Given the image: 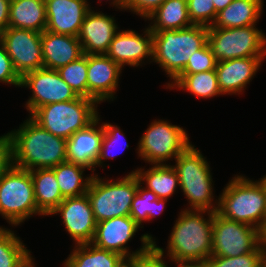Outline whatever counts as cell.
Listing matches in <instances>:
<instances>
[{"label":"cell","mask_w":266,"mask_h":267,"mask_svg":"<svg viewBox=\"0 0 266 267\" xmlns=\"http://www.w3.org/2000/svg\"><path fill=\"white\" fill-rule=\"evenodd\" d=\"M167 88H178L198 96L200 98H211L222 95L219 88L216 70L199 72L194 74H180Z\"/></svg>","instance_id":"obj_29"},{"label":"cell","mask_w":266,"mask_h":267,"mask_svg":"<svg viewBox=\"0 0 266 267\" xmlns=\"http://www.w3.org/2000/svg\"><path fill=\"white\" fill-rule=\"evenodd\" d=\"M57 213L75 245L92 242L97 222L87 194L65 198L50 215Z\"/></svg>","instance_id":"obj_15"},{"label":"cell","mask_w":266,"mask_h":267,"mask_svg":"<svg viewBox=\"0 0 266 267\" xmlns=\"http://www.w3.org/2000/svg\"><path fill=\"white\" fill-rule=\"evenodd\" d=\"M102 126L104 128V136L102 139L101 152H100V156H99V159L97 161L96 167L97 166L102 167L103 162H105L104 159L107 160V159H111V158L115 157V153H113V151L115 149L112 150V153H110L111 152L110 149H112L116 146L120 147V144H121L120 142H123L122 138H124V133L121 131V129L119 127H117V125H111L110 123H103ZM124 141H125V139H124ZM117 144H119V145H117ZM124 145H122V147L124 146L127 149L129 148V145L127 142ZM116 150H118V149H116Z\"/></svg>","instance_id":"obj_35"},{"label":"cell","mask_w":266,"mask_h":267,"mask_svg":"<svg viewBox=\"0 0 266 267\" xmlns=\"http://www.w3.org/2000/svg\"><path fill=\"white\" fill-rule=\"evenodd\" d=\"M175 263L178 267H207L206 262L178 261Z\"/></svg>","instance_id":"obj_44"},{"label":"cell","mask_w":266,"mask_h":267,"mask_svg":"<svg viewBox=\"0 0 266 267\" xmlns=\"http://www.w3.org/2000/svg\"><path fill=\"white\" fill-rule=\"evenodd\" d=\"M20 87L29 88L32 96L26 102L30 115L43 105L75 100L78 96L60 77L57 70L41 68L25 74Z\"/></svg>","instance_id":"obj_14"},{"label":"cell","mask_w":266,"mask_h":267,"mask_svg":"<svg viewBox=\"0 0 266 267\" xmlns=\"http://www.w3.org/2000/svg\"><path fill=\"white\" fill-rule=\"evenodd\" d=\"M116 267H137V256L123 258Z\"/></svg>","instance_id":"obj_43"},{"label":"cell","mask_w":266,"mask_h":267,"mask_svg":"<svg viewBox=\"0 0 266 267\" xmlns=\"http://www.w3.org/2000/svg\"><path fill=\"white\" fill-rule=\"evenodd\" d=\"M54 170L63 198L82 196L87 193L93 177H83L86 168L65 161L52 168Z\"/></svg>","instance_id":"obj_30"},{"label":"cell","mask_w":266,"mask_h":267,"mask_svg":"<svg viewBox=\"0 0 266 267\" xmlns=\"http://www.w3.org/2000/svg\"><path fill=\"white\" fill-rule=\"evenodd\" d=\"M191 143L184 128L167 120H154L138 142L137 153L151 165L176 159Z\"/></svg>","instance_id":"obj_10"},{"label":"cell","mask_w":266,"mask_h":267,"mask_svg":"<svg viewBox=\"0 0 266 267\" xmlns=\"http://www.w3.org/2000/svg\"><path fill=\"white\" fill-rule=\"evenodd\" d=\"M106 55L121 68L125 64L138 67L143 60H148V57L149 61L153 60V32L147 27L142 37L135 30H119L110 43Z\"/></svg>","instance_id":"obj_17"},{"label":"cell","mask_w":266,"mask_h":267,"mask_svg":"<svg viewBox=\"0 0 266 267\" xmlns=\"http://www.w3.org/2000/svg\"><path fill=\"white\" fill-rule=\"evenodd\" d=\"M78 97L87 98V54L57 70Z\"/></svg>","instance_id":"obj_33"},{"label":"cell","mask_w":266,"mask_h":267,"mask_svg":"<svg viewBox=\"0 0 266 267\" xmlns=\"http://www.w3.org/2000/svg\"><path fill=\"white\" fill-rule=\"evenodd\" d=\"M37 209L45 216L64 200L52 168L30 171Z\"/></svg>","instance_id":"obj_25"},{"label":"cell","mask_w":266,"mask_h":267,"mask_svg":"<svg viewBox=\"0 0 266 267\" xmlns=\"http://www.w3.org/2000/svg\"><path fill=\"white\" fill-rule=\"evenodd\" d=\"M32 256L30 255L19 267H35Z\"/></svg>","instance_id":"obj_46"},{"label":"cell","mask_w":266,"mask_h":267,"mask_svg":"<svg viewBox=\"0 0 266 267\" xmlns=\"http://www.w3.org/2000/svg\"><path fill=\"white\" fill-rule=\"evenodd\" d=\"M9 134L15 167L29 171L49 169L67 161L66 139L43 129L30 117Z\"/></svg>","instance_id":"obj_1"},{"label":"cell","mask_w":266,"mask_h":267,"mask_svg":"<svg viewBox=\"0 0 266 267\" xmlns=\"http://www.w3.org/2000/svg\"><path fill=\"white\" fill-rule=\"evenodd\" d=\"M46 26L45 0H11L8 27L42 33Z\"/></svg>","instance_id":"obj_24"},{"label":"cell","mask_w":266,"mask_h":267,"mask_svg":"<svg viewBox=\"0 0 266 267\" xmlns=\"http://www.w3.org/2000/svg\"><path fill=\"white\" fill-rule=\"evenodd\" d=\"M208 218H204L203 214ZM214 212L184 209L176 220L168 240L167 256L173 262H206L212 254Z\"/></svg>","instance_id":"obj_2"},{"label":"cell","mask_w":266,"mask_h":267,"mask_svg":"<svg viewBox=\"0 0 266 267\" xmlns=\"http://www.w3.org/2000/svg\"><path fill=\"white\" fill-rule=\"evenodd\" d=\"M217 212L226 219L251 225L266 232V187L262 180L253 181L235 175L218 197Z\"/></svg>","instance_id":"obj_3"},{"label":"cell","mask_w":266,"mask_h":267,"mask_svg":"<svg viewBox=\"0 0 266 267\" xmlns=\"http://www.w3.org/2000/svg\"><path fill=\"white\" fill-rule=\"evenodd\" d=\"M208 43V26L192 25L185 29L153 32V60L175 80L189 57Z\"/></svg>","instance_id":"obj_4"},{"label":"cell","mask_w":266,"mask_h":267,"mask_svg":"<svg viewBox=\"0 0 266 267\" xmlns=\"http://www.w3.org/2000/svg\"><path fill=\"white\" fill-rule=\"evenodd\" d=\"M124 257L92 243L78 244L65 260L64 267H116Z\"/></svg>","instance_id":"obj_28"},{"label":"cell","mask_w":266,"mask_h":267,"mask_svg":"<svg viewBox=\"0 0 266 267\" xmlns=\"http://www.w3.org/2000/svg\"><path fill=\"white\" fill-rule=\"evenodd\" d=\"M41 35L37 31L7 27L0 34L14 70L22 78L25 74L44 68Z\"/></svg>","instance_id":"obj_13"},{"label":"cell","mask_w":266,"mask_h":267,"mask_svg":"<svg viewBox=\"0 0 266 267\" xmlns=\"http://www.w3.org/2000/svg\"><path fill=\"white\" fill-rule=\"evenodd\" d=\"M147 19L153 23L148 26L152 32L179 30L194 25L189 17L187 0H165Z\"/></svg>","instance_id":"obj_26"},{"label":"cell","mask_w":266,"mask_h":267,"mask_svg":"<svg viewBox=\"0 0 266 267\" xmlns=\"http://www.w3.org/2000/svg\"><path fill=\"white\" fill-rule=\"evenodd\" d=\"M121 70L106 54H87V98L113 101Z\"/></svg>","instance_id":"obj_16"},{"label":"cell","mask_w":266,"mask_h":267,"mask_svg":"<svg viewBox=\"0 0 266 267\" xmlns=\"http://www.w3.org/2000/svg\"><path fill=\"white\" fill-rule=\"evenodd\" d=\"M175 168L179 187L189 201L188 209L216 212L219 200L214 205L213 180L210 166L200 150L190 145L176 159Z\"/></svg>","instance_id":"obj_5"},{"label":"cell","mask_w":266,"mask_h":267,"mask_svg":"<svg viewBox=\"0 0 266 267\" xmlns=\"http://www.w3.org/2000/svg\"><path fill=\"white\" fill-rule=\"evenodd\" d=\"M167 201L168 199L158 198L153 191L142 187L139 183L131 204L130 216L141 227L142 222L152 220L162 213Z\"/></svg>","instance_id":"obj_31"},{"label":"cell","mask_w":266,"mask_h":267,"mask_svg":"<svg viewBox=\"0 0 266 267\" xmlns=\"http://www.w3.org/2000/svg\"><path fill=\"white\" fill-rule=\"evenodd\" d=\"M114 17L90 10L80 28L78 40L84 54H106L118 32Z\"/></svg>","instance_id":"obj_20"},{"label":"cell","mask_w":266,"mask_h":267,"mask_svg":"<svg viewBox=\"0 0 266 267\" xmlns=\"http://www.w3.org/2000/svg\"><path fill=\"white\" fill-rule=\"evenodd\" d=\"M164 255V249L157 246L154 239L153 247L146 253L137 256V267H168L167 262L163 260Z\"/></svg>","instance_id":"obj_39"},{"label":"cell","mask_w":266,"mask_h":267,"mask_svg":"<svg viewBox=\"0 0 266 267\" xmlns=\"http://www.w3.org/2000/svg\"><path fill=\"white\" fill-rule=\"evenodd\" d=\"M264 266L266 267V241H264Z\"/></svg>","instance_id":"obj_48"},{"label":"cell","mask_w":266,"mask_h":267,"mask_svg":"<svg viewBox=\"0 0 266 267\" xmlns=\"http://www.w3.org/2000/svg\"><path fill=\"white\" fill-rule=\"evenodd\" d=\"M164 1L165 0H128L125 3L124 10H131L133 13H136L147 21V18Z\"/></svg>","instance_id":"obj_40"},{"label":"cell","mask_w":266,"mask_h":267,"mask_svg":"<svg viewBox=\"0 0 266 267\" xmlns=\"http://www.w3.org/2000/svg\"><path fill=\"white\" fill-rule=\"evenodd\" d=\"M88 0H45L46 30L77 37L83 20L91 10Z\"/></svg>","instance_id":"obj_19"},{"label":"cell","mask_w":266,"mask_h":267,"mask_svg":"<svg viewBox=\"0 0 266 267\" xmlns=\"http://www.w3.org/2000/svg\"><path fill=\"white\" fill-rule=\"evenodd\" d=\"M139 179L134 172L117 180L99 178L93 173L87 196L97 223L115 217L130 216V208L137 192Z\"/></svg>","instance_id":"obj_7"},{"label":"cell","mask_w":266,"mask_h":267,"mask_svg":"<svg viewBox=\"0 0 266 267\" xmlns=\"http://www.w3.org/2000/svg\"><path fill=\"white\" fill-rule=\"evenodd\" d=\"M100 116L86 128L78 130L66 139V159L68 162L95 171L101 152L104 128L99 125Z\"/></svg>","instance_id":"obj_18"},{"label":"cell","mask_w":266,"mask_h":267,"mask_svg":"<svg viewBox=\"0 0 266 267\" xmlns=\"http://www.w3.org/2000/svg\"><path fill=\"white\" fill-rule=\"evenodd\" d=\"M266 56H252L219 61L216 73L222 94H240L252 81Z\"/></svg>","instance_id":"obj_21"},{"label":"cell","mask_w":266,"mask_h":267,"mask_svg":"<svg viewBox=\"0 0 266 267\" xmlns=\"http://www.w3.org/2000/svg\"><path fill=\"white\" fill-rule=\"evenodd\" d=\"M125 3L126 2L124 0H112L111 5L113 4V6H115L116 8L123 10L124 6H125Z\"/></svg>","instance_id":"obj_47"},{"label":"cell","mask_w":266,"mask_h":267,"mask_svg":"<svg viewBox=\"0 0 266 267\" xmlns=\"http://www.w3.org/2000/svg\"><path fill=\"white\" fill-rule=\"evenodd\" d=\"M140 226L131 216L115 217L97 223L92 244L98 248L120 254L124 258L139 256L153 247L154 238L149 234L141 236V248L129 251L126 244L135 236ZM132 252V253H131Z\"/></svg>","instance_id":"obj_12"},{"label":"cell","mask_w":266,"mask_h":267,"mask_svg":"<svg viewBox=\"0 0 266 267\" xmlns=\"http://www.w3.org/2000/svg\"><path fill=\"white\" fill-rule=\"evenodd\" d=\"M263 0H233L208 28H235L256 25L263 13Z\"/></svg>","instance_id":"obj_23"},{"label":"cell","mask_w":266,"mask_h":267,"mask_svg":"<svg viewBox=\"0 0 266 267\" xmlns=\"http://www.w3.org/2000/svg\"><path fill=\"white\" fill-rule=\"evenodd\" d=\"M136 174L141 184L146 183V189L153 191L158 198L168 199L179 186V178L172 165H153L144 171V168H137L132 171Z\"/></svg>","instance_id":"obj_27"},{"label":"cell","mask_w":266,"mask_h":267,"mask_svg":"<svg viewBox=\"0 0 266 267\" xmlns=\"http://www.w3.org/2000/svg\"><path fill=\"white\" fill-rule=\"evenodd\" d=\"M13 166L12 140L9 132L0 136V178Z\"/></svg>","instance_id":"obj_41"},{"label":"cell","mask_w":266,"mask_h":267,"mask_svg":"<svg viewBox=\"0 0 266 267\" xmlns=\"http://www.w3.org/2000/svg\"><path fill=\"white\" fill-rule=\"evenodd\" d=\"M0 82L20 87L21 78L14 70L10 57L8 56L2 42L0 41Z\"/></svg>","instance_id":"obj_38"},{"label":"cell","mask_w":266,"mask_h":267,"mask_svg":"<svg viewBox=\"0 0 266 267\" xmlns=\"http://www.w3.org/2000/svg\"><path fill=\"white\" fill-rule=\"evenodd\" d=\"M187 7L194 25L212 26L217 17L212 0H187Z\"/></svg>","instance_id":"obj_36"},{"label":"cell","mask_w":266,"mask_h":267,"mask_svg":"<svg viewBox=\"0 0 266 267\" xmlns=\"http://www.w3.org/2000/svg\"><path fill=\"white\" fill-rule=\"evenodd\" d=\"M0 214L15 227L33 214L44 216L37 209L29 170L13 165L0 178Z\"/></svg>","instance_id":"obj_8"},{"label":"cell","mask_w":266,"mask_h":267,"mask_svg":"<svg viewBox=\"0 0 266 267\" xmlns=\"http://www.w3.org/2000/svg\"><path fill=\"white\" fill-rule=\"evenodd\" d=\"M11 0H0V34H2L9 24V10Z\"/></svg>","instance_id":"obj_42"},{"label":"cell","mask_w":266,"mask_h":267,"mask_svg":"<svg viewBox=\"0 0 266 267\" xmlns=\"http://www.w3.org/2000/svg\"><path fill=\"white\" fill-rule=\"evenodd\" d=\"M97 104L90 98L78 97L71 101L43 105L29 117L53 135L68 139L97 118Z\"/></svg>","instance_id":"obj_6"},{"label":"cell","mask_w":266,"mask_h":267,"mask_svg":"<svg viewBox=\"0 0 266 267\" xmlns=\"http://www.w3.org/2000/svg\"><path fill=\"white\" fill-rule=\"evenodd\" d=\"M265 234L255 227L213 214L211 256L236 257L256 251Z\"/></svg>","instance_id":"obj_11"},{"label":"cell","mask_w":266,"mask_h":267,"mask_svg":"<svg viewBox=\"0 0 266 267\" xmlns=\"http://www.w3.org/2000/svg\"><path fill=\"white\" fill-rule=\"evenodd\" d=\"M217 60L207 43L203 48L195 51L188 60L181 74H194L216 69Z\"/></svg>","instance_id":"obj_37"},{"label":"cell","mask_w":266,"mask_h":267,"mask_svg":"<svg viewBox=\"0 0 266 267\" xmlns=\"http://www.w3.org/2000/svg\"><path fill=\"white\" fill-rule=\"evenodd\" d=\"M216 13L226 8L233 0H212Z\"/></svg>","instance_id":"obj_45"},{"label":"cell","mask_w":266,"mask_h":267,"mask_svg":"<svg viewBox=\"0 0 266 267\" xmlns=\"http://www.w3.org/2000/svg\"><path fill=\"white\" fill-rule=\"evenodd\" d=\"M255 26L208 28V44L217 62L266 56V36Z\"/></svg>","instance_id":"obj_9"},{"label":"cell","mask_w":266,"mask_h":267,"mask_svg":"<svg viewBox=\"0 0 266 267\" xmlns=\"http://www.w3.org/2000/svg\"><path fill=\"white\" fill-rule=\"evenodd\" d=\"M261 180L265 183V187H266V175L262 177Z\"/></svg>","instance_id":"obj_49"},{"label":"cell","mask_w":266,"mask_h":267,"mask_svg":"<svg viewBox=\"0 0 266 267\" xmlns=\"http://www.w3.org/2000/svg\"><path fill=\"white\" fill-rule=\"evenodd\" d=\"M207 267H263L264 242L256 250L236 257L210 256Z\"/></svg>","instance_id":"obj_34"},{"label":"cell","mask_w":266,"mask_h":267,"mask_svg":"<svg viewBox=\"0 0 266 267\" xmlns=\"http://www.w3.org/2000/svg\"><path fill=\"white\" fill-rule=\"evenodd\" d=\"M30 253L14 231L0 227V267H19Z\"/></svg>","instance_id":"obj_32"},{"label":"cell","mask_w":266,"mask_h":267,"mask_svg":"<svg viewBox=\"0 0 266 267\" xmlns=\"http://www.w3.org/2000/svg\"><path fill=\"white\" fill-rule=\"evenodd\" d=\"M41 46L43 66L47 69L58 70L84 55L78 37L48 30L42 32Z\"/></svg>","instance_id":"obj_22"}]
</instances>
